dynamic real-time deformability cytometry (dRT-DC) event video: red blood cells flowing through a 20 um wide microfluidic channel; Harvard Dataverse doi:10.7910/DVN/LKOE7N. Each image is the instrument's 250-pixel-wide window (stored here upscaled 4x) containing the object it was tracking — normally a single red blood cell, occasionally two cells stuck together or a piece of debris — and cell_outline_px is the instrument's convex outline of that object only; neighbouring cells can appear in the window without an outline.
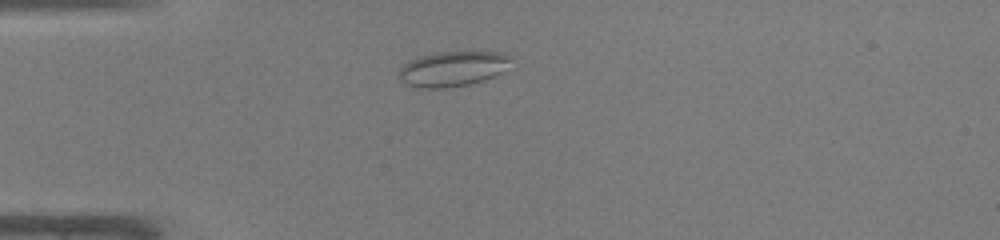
{"species": "common noctule bat (a hibernating species)", "species_latin": "Nyctalus noctula", "temperature_condition": "warm", "stored_images_in_passage": 35, "camera_frame_rate_fps": 3000, "um_per_image_px": 0.085, "animal": {"sex": "male", "body_mass_g": 19.0, "forearm_length_mm": 50.8}, "frame": {"image": 1, "passage_image": 1, "time_ms": 0.0, "image_size_px": [1000, 240], "cell_outline_px": [[512, 56], [500, 72], [484, 80], [468, 84], [444, 88], [424, 88], [404, 84], [400, 80], [400, 68], [404, 64], [420, 56], [436, 52], [504, 52]], "centroid_in_image_um": [38.44, 5.84], "position_along_channel_um": 46.6, "area_um2": 22.48}}
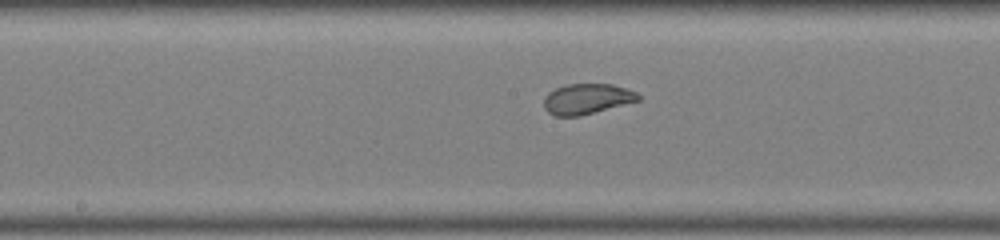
{"frame": {"image": 2, "passage_image": 13, "time_ms": 4.0, "image_size_px": [1000, 240], "cell_outline_px": [[640, 100], [580, 116], [556, 116], [548, 112], [544, 108], [544, 96], [548, 92], [556, 88], [568, 84], [612, 84], [636, 92], [640, 96]], "centroid_in_image_um": [49.86, 8.41], "position_along_channel_um": 198.3, "area_um2": 16.65}}
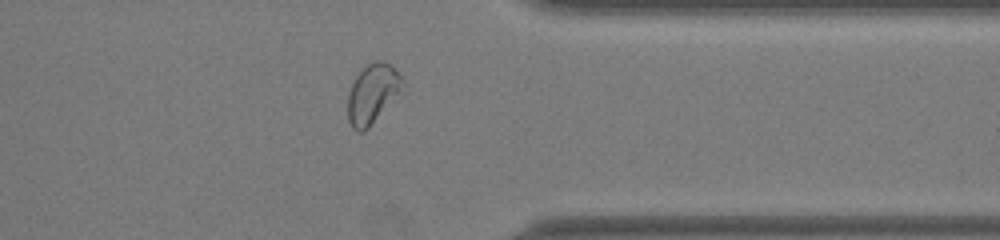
{"frame": {"image": 3, "passage_image": 26, "time_ms": 8.333, "image_size_px": [1000, 240], "cell_outline_px": [[400, 80], [396, 92], [368, 128], [364, 132], [356, 132], [352, 128], [348, 120], [348, 92], [360, 68], [372, 60], [380, 60], [392, 64], [400, 76]], "centroid_in_image_um": [31.54, 7.92], "position_along_channel_um": 379.9, "area_um2": 18.09}}